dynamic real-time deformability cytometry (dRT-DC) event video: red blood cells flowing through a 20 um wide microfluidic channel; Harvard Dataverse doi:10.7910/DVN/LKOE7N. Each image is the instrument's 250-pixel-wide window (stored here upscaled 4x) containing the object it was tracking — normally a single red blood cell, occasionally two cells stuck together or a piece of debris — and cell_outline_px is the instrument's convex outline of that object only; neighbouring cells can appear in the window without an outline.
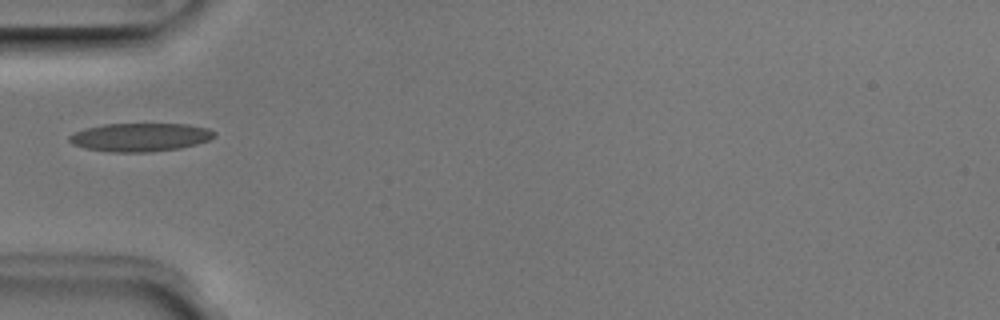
{"species": "Egyptian fruit bat (a non-hibernating species)", "species_latin": "Rousettus aegyptiacus", "temperature_condition": "room temperature", "stored_images_in_passage": 4, "camera_frame_rate_fps": 3000, "um_per_image_px": 0.085, "animal": {"sex": "male"}, "frame": {"image": 1, "passage_image": 4, "time_ms": 1.0, "image_size_px": [1000, 320], "cell_outline_px": [[216, 136], [208, 140], [196, 144], [180, 148], [152, 152], [112, 152], [84, 148], [72, 144], [68, 140], [68, 136], [84, 128], [104, 124], [188, 124], [208, 128], [216, 132]], "centroid_in_image_um": [11.92, 11.66], "position_along_channel_um": 73.1, "area_um2": 24.1}}